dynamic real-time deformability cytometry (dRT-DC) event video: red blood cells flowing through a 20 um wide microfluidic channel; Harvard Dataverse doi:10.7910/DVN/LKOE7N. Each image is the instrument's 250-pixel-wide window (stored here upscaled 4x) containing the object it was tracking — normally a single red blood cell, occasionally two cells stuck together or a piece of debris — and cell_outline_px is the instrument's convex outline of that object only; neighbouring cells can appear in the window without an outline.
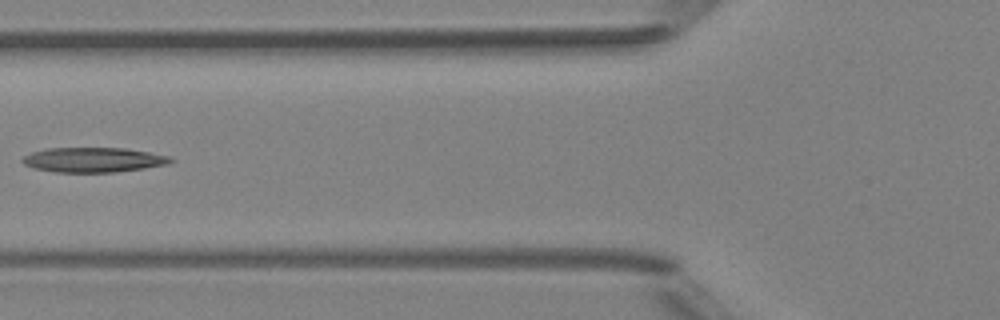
{"species": "Egyptian fruit bat (a non-hibernating species)", "species_latin": "Rousettus aegyptiacus", "temperature_condition": "room temperature", "stored_images_in_passage": 7, "camera_frame_rate_fps": 3000, "um_per_image_px": 0.085, "animal": {"sex": "female"}, "frame": {"image": 1, "passage_image": 6, "time_ms": 6.667, "image_size_px": [1000, 320], "cell_outline_px": [[176, 160], [168, 164], [144, 168], [116, 172], [56, 172], [32, 168], [24, 164], [20, 160], [24, 156], [32, 152], [48, 148], [124, 148], [172, 156]], "centroid_in_image_um": [7.95, 13.58], "position_along_channel_um": 117.8, "area_um2": 21.5}}
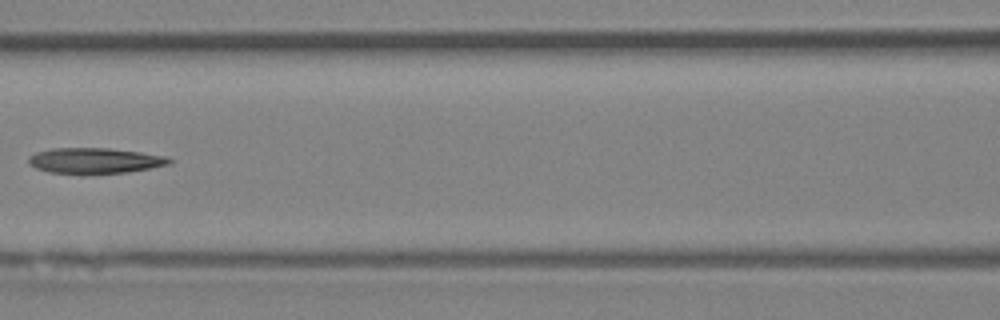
{"frame": {"image": 2, "passage_image": 7, "time_ms": 7.667, "image_size_px": [1000, 320], "cell_outline_px": [[176, 160], [172, 164], [124, 172], [48, 172], [36, 168], [28, 164], [28, 156], [36, 152], [52, 148], [108, 148], [140, 152], [168, 156]], "centroid_in_image_um": [8.09, 13.62], "position_along_channel_um": 158.5, "area_um2": 20.63}}